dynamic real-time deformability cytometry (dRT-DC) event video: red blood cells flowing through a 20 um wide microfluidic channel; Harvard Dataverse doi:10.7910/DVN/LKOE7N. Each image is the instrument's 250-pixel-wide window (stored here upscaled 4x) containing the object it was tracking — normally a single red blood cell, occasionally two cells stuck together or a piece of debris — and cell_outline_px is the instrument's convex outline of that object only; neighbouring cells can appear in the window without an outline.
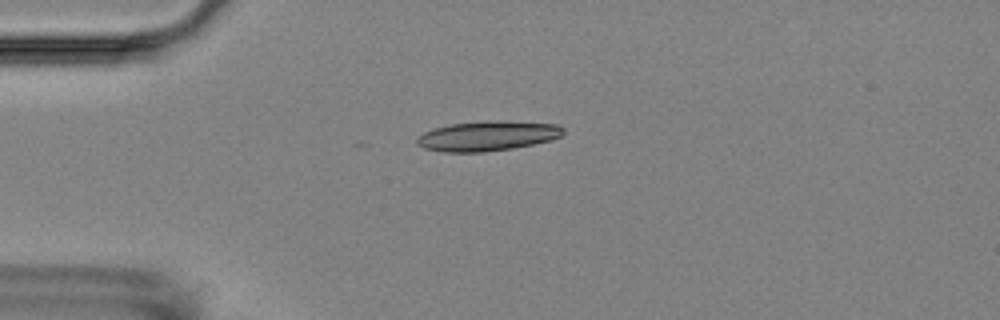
{"species": "Egyptian fruit bat (a non-hibernating species)", "species_latin": "Rousettus aegyptiacus", "temperature_condition": "room temperature", "stored_images_in_passage": 5, "camera_frame_rate_fps": 3000, "um_per_image_px": 0.085, "animal": {"sex": "female"}, "frame": {"image": 1, "passage_image": 4, "time_ms": 3.667, "image_size_px": [1000, 320], "cell_outline_px": [[564, 132], [560, 136], [552, 140], [512, 148], [484, 152], [444, 152], [424, 148], [416, 144], [416, 140], [424, 132], [432, 128], [452, 124], [488, 120], [556, 124], [564, 128]], "centroid_in_image_um": [41.42, 11.56], "position_along_channel_um": 43.6, "area_um2": 25.32}}